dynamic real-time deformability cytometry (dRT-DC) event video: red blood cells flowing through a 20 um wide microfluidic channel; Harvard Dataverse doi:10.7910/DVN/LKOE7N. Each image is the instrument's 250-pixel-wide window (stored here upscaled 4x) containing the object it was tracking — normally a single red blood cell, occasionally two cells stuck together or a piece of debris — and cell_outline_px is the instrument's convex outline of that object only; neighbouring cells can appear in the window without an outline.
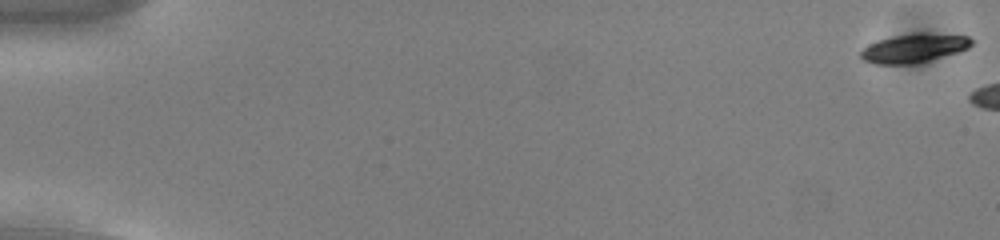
{"species": "common noctule bat (a hibernating species)", "species_latin": "Nyctalus noctula", "temperature_condition": "cold", "stored_images_in_passage": 16, "camera_frame_rate_fps": 3000, "um_per_image_px": 0.085, "animal": {"sex": "male", "body_mass_g": 13.0, "forearm_length_mm": 53.1}, "frame": {"image": 1, "passage_image": 1, "time_ms": 0.0, "image_size_px": [1000, 240], "cell_outline_px": [[972, 44], [968, 48], [956, 52], [916, 64], [872, 64], [864, 60], [860, 56], [860, 52], [868, 44], [892, 36], [916, 32], [924, 32], [968, 36], [972, 40]], "centroid_in_image_um": [77.67, 4.08], "position_along_channel_um": 7.3, "area_um2": 18.67}}